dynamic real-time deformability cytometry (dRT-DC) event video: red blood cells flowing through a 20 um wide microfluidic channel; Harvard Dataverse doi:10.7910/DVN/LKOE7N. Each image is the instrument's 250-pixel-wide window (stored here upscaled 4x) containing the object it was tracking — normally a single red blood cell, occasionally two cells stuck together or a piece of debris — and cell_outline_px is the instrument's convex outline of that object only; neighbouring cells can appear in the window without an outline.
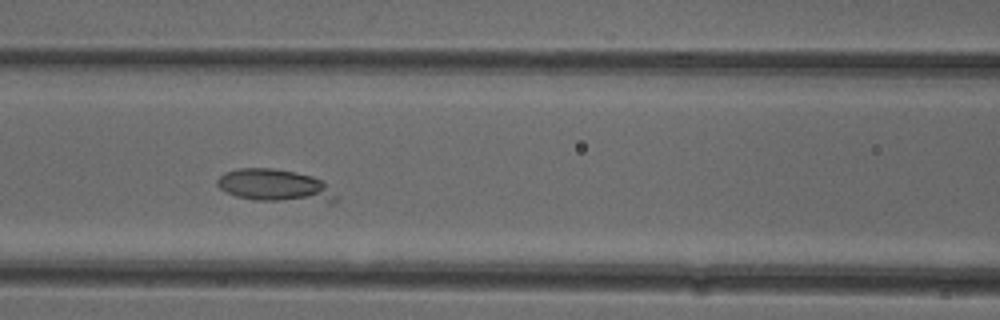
{"species": "common noctule bat (a hibernating species)", "species_latin": "Nyctalus noctula", "temperature_condition": "cold", "stored_images_in_passage": 43, "camera_frame_rate_fps": 3000, "um_per_image_px": 0.085, "animal": {"sex": "female"}, "frame": {"image": 1, "passage_image": 22, "time_ms": 7.0, "image_size_px": [1000, 320], "cell_outline_px": [[336, 204], [328, 204], [256, 200], [236, 196], [220, 188], [216, 184], [216, 180], [224, 172], [240, 168], [272, 168], [312, 176], [324, 180], [336, 196]], "centroid_in_image_um": [23.46, 15.81], "position_along_channel_um": 143.1, "area_um2": 22.95}}
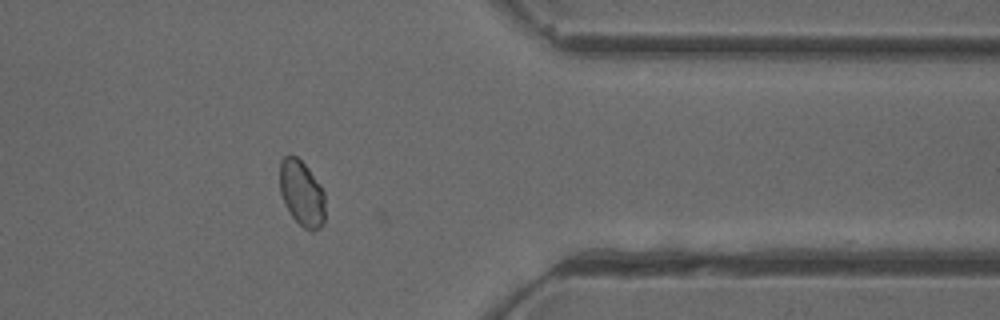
{"frame": {"image": 2, "passage_image": 42, "time_ms": 13.667, "image_size_px": [1000, 320], "cell_outline_px": [[324, 224], [320, 228], [312, 232], [304, 228], [292, 216], [284, 204], [280, 192], [280, 160], [284, 156], [296, 156], [308, 168], [320, 184], [324, 192]], "centroid_in_image_um": [25.65, 16.44], "position_along_channel_um": 385.7, "area_um2": 17.4}, "authors_computed_cell_mechanics": {"area_um2": 20.0566, "velocity_mm_per_s": 3.7631, "shape_relaxation_time_tau1_ms": 3.9647, "shape_relaxation_time_tau2_ms": null, "deformation_change_tau1": 0.2497, "deformation_change_tau2": null}}